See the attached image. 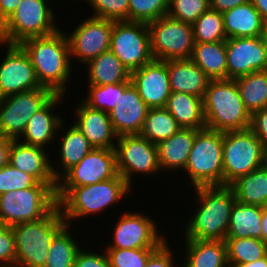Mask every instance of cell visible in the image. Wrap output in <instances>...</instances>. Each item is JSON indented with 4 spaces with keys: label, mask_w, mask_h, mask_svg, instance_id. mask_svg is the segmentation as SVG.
<instances>
[{
    "label": "cell",
    "mask_w": 267,
    "mask_h": 267,
    "mask_svg": "<svg viewBox=\"0 0 267 267\" xmlns=\"http://www.w3.org/2000/svg\"><path fill=\"white\" fill-rule=\"evenodd\" d=\"M182 241L185 253L183 252L181 258L183 260H179L181 267H229L225 240L183 239Z\"/></svg>",
    "instance_id": "obj_27"
},
{
    "label": "cell",
    "mask_w": 267,
    "mask_h": 267,
    "mask_svg": "<svg viewBox=\"0 0 267 267\" xmlns=\"http://www.w3.org/2000/svg\"><path fill=\"white\" fill-rule=\"evenodd\" d=\"M229 265L246 264L267 256V245L257 238H225Z\"/></svg>",
    "instance_id": "obj_37"
},
{
    "label": "cell",
    "mask_w": 267,
    "mask_h": 267,
    "mask_svg": "<svg viewBox=\"0 0 267 267\" xmlns=\"http://www.w3.org/2000/svg\"><path fill=\"white\" fill-rule=\"evenodd\" d=\"M132 189L125 179L117 174L112 179L92 185L57 187L56 197L62 217L69 226L77 227L75 224L78 220L90 219V215L92 217L101 216L100 214H104V211L111 212L107 208L112 207L113 209L117 203L119 206V203L123 201L122 199L134 193Z\"/></svg>",
    "instance_id": "obj_3"
},
{
    "label": "cell",
    "mask_w": 267,
    "mask_h": 267,
    "mask_svg": "<svg viewBox=\"0 0 267 267\" xmlns=\"http://www.w3.org/2000/svg\"><path fill=\"white\" fill-rule=\"evenodd\" d=\"M265 165L267 166V149H266V155H265Z\"/></svg>",
    "instance_id": "obj_56"
},
{
    "label": "cell",
    "mask_w": 267,
    "mask_h": 267,
    "mask_svg": "<svg viewBox=\"0 0 267 267\" xmlns=\"http://www.w3.org/2000/svg\"><path fill=\"white\" fill-rule=\"evenodd\" d=\"M210 9V0H169L168 13L172 19L193 24Z\"/></svg>",
    "instance_id": "obj_41"
},
{
    "label": "cell",
    "mask_w": 267,
    "mask_h": 267,
    "mask_svg": "<svg viewBox=\"0 0 267 267\" xmlns=\"http://www.w3.org/2000/svg\"><path fill=\"white\" fill-rule=\"evenodd\" d=\"M181 173L192 188L223 185V132L200 130Z\"/></svg>",
    "instance_id": "obj_6"
},
{
    "label": "cell",
    "mask_w": 267,
    "mask_h": 267,
    "mask_svg": "<svg viewBox=\"0 0 267 267\" xmlns=\"http://www.w3.org/2000/svg\"><path fill=\"white\" fill-rule=\"evenodd\" d=\"M12 139L0 134V168L9 163V151Z\"/></svg>",
    "instance_id": "obj_51"
},
{
    "label": "cell",
    "mask_w": 267,
    "mask_h": 267,
    "mask_svg": "<svg viewBox=\"0 0 267 267\" xmlns=\"http://www.w3.org/2000/svg\"><path fill=\"white\" fill-rule=\"evenodd\" d=\"M261 37H262L264 45L266 46V49H267V22H265V24H264V28H263Z\"/></svg>",
    "instance_id": "obj_55"
},
{
    "label": "cell",
    "mask_w": 267,
    "mask_h": 267,
    "mask_svg": "<svg viewBox=\"0 0 267 267\" xmlns=\"http://www.w3.org/2000/svg\"><path fill=\"white\" fill-rule=\"evenodd\" d=\"M195 43H213L226 41L222 13L209 9L204 12L193 24Z\"/></svg>",
    "instance_id": "obj_38"
},
{
    "label": "cell",
    "mask_w": 267,
    "mask_h": 267,
    "mask_svg": "<svg viewBox=\"0 0 267 267\" xmlns=\"http://www.w3.org/2000/svg\"><path fill=\"white\" fill-rule=\"evenodd\" d=\"M62 28L47 36L27 38L19 45L28 54L39 83L55 94L66 95L70 80L74 79V64L66 31Z\"/></svg>",
    "instance_id": "obj_2"
},
{
    "label": "cell",
    "mask_w": 267,
    "mask_h": 267,
    "mask_svg": "<svg viewBox=\"0 0 267 267\" xmlns=\"http://www.w3.org/2000/svg\"><path fill=\"white\" fill-rule=\"evenodd\" d=\"M16 243L11 226L0 224V267H15Z\"/></svg>",
    "instance_id": "obj_45"
},
{
    "label": "cell",
    "mask_w": 267,
    "mask_h": 267,
    "mask_svg": "<svg viewBox=\"0 0 267 267\" xmlns=\"http://www.w3.org/2000/svg\"><path fill=\"white\" fill-rule=\"evenodd\" d=\"M263 208H267V199H266V202H265Z\"/></svg>",
    "instance_id": "obj_57"
},
{
    "label": "cell",
    "mask_w": 267,
    "mask_h": 267,
    "mask_svg": "<svg viewBox=\"0 0 267 267\" xmlns=\"http://www.w3.org/2000/svg\"><path fill=\"white\" fill-rule=\"evenodd\" d=\"M22 0H0V26L12 15Z\"/></svg>",
    "instance_id": "obj_50"
},
{
    "label": "cell",
    "mask_w": 267,
    "mask_h": 267,
    "mask_svg": "<svg viewBox=\"0 0 267 267\" xmlns=\"http://www.w3.org/2000/svg\"><path fill=\"white\" fill-rule=\"evenodd\" d=\"M65 96L66 95L63 94H55L29 119L25 131L18 140L27 145L39 146L47 150H53V148L50 147H53V143L55 146L59 127L65 120L64 116L60 115V113L63 112H59V110H57L60 108V105L62 106L65 104L64 100H67L68 98V96Z\"/></svg>",
    "instance_id": "obj_19"
},
{
    "label": "cell",
    "mask_w": 267,
    "mask_h": 267,
    "mask_svg": "<svg viewBox=\"0 0 267 267\" xmlns=\"http://www.w3.org/2000/svg\"><path fill=\"white\" fill-rule=\"evenodd\" d=\"M49 153L51 154V150L12 140L9 163L18 170L32 175L39 183H48L56 190L57 181L52 173Z\"/></svg>",
    "instance_id": "obj_22"
},
{
    "label": "cell",
    "mask_w": 267,
    "mask_h": 267,
    "mask_svg": "<svg viewBox=\"0 0 267 267\" xmlns=\"http://www.w3.org/2000/svg\"><path fill=\"white\" fill-rule=\"evenodd\" d=\"M58 205L56 190L48 183L0 195V224L13 226L44 218Z\"/></svg>",
    "instance_id": "obj_8"
},
{
    "label": "cell",
    "mask_w": 267,
    "mask_h": 267,
    "mask_svg": "<svg viewBox=\"0 0 267 267\" xmlns=\"http://www.w3.org/2000/svg\"><path fill=\"white\" fill-rule=\"evenodd\" d=\"M67 225L57 205L42 219L11 226L16 243L15 267H44L52 241Z\"/></svg>",
    "instance_id": "obj_5"
},
{
    "label": "cell",
    "mask_w": 267,
    "mask_h": 267,
    "mask_svg": "<svg viewBox=\"0 0 267 267\" xmlns=\"http://www.w3.org/2000/svg\"><path fill=\"white\" fill-rule=\"evenodd\" d=\"M180 129L181 127L177 121L165 107L151 108L148 109L139 135L157 145L159 142L174 135Z\"/></svg>",
    "instance_id": "obj_36"
},
{
    "label": "cell",
    "mask_w": 267,
    "mask_h": 267,
    "mask_svg": "<svg viewBox=\"0 0 267 267\" xmlns=\"http://www.w3.org/2000/svg\"><path fill=\"white\" fill-rule=\"evenodd\" d=\"M85 68L88 70L87 85L132 83L131 72L110 50L95 57Z\"/></svg>",
    "instance_id": "obj_30"
},
{
    "label": "cell",
    "mask_w": 267,
    "mask_h": 267,
    "mask_svg": "<svg viewBox=\"0 0 267 267\" xmlns=\"http://www.w3.org/2000/svg\"><path fill=\"white\" fill-rule=\"evenodd\" d=\"M266 149L250 130L223 132V185L265 165Z\"/></svg>",
    "instance_id": "obj_9"
},
{
    "label": "cell",
    "mask_w": 267,
    "mask_h": 267,
    "mask_svg": "<svg viewBox=\"0 0 267 267\" xmlns=\"http://www.w3.org/2000/svg\"><path fill=\"white\" fill-rule=\"evenodd\" d=\"M154 219L155 217H150L144 212H135V209L133 212L127 210L123 214L121 213L112 227V242L108 241L107 245H103L104 248H158L168 239V236L166 231L162 233L158 229L160 224Z\"/></svg>",
    "instance_id": "obj_12"
},
{
    "label": "cell",
    "mask_w": 267,
    "mask_h": 267,
    "mask_svg": "<svg viewBox=\"0 0 267 267\" xmlns=\"http://www.w3.org/2000/svg\"><path fill=\"white\" fill-rule=\"evenodd\" d=\"M203 111L207 129L226 132L250 128L251 114L235 79L211 80L203 97Z\"/></svg>",
    "instance_id": "obj_4"
},
{
    "label": "cell",
    "mask_w": 267,
    "mask_h": 267,
    "mask_svg": "<svg viewBox=\"0 0 267 267\" xmlns=\"http://www.w3.org/2000/svg\"><path fill=\"white\" fill-rule=\"evenodd\" d=\"M165 108L183 129L206 128L203 98L188 93L171 92Z\"/></svg>",
    "instance_id": "obj_29"
},
{
    "label": "cell",
    "mask_w": 267,
    "mask_h": 267,
    "mask_svg": "<svg viewBox=\"0 0 267 267\" xmlns=\"http://www.w3.org/2000/svg\"><path fill=\"white\" fill-rule=\"evenodd\" d=\"M91 251L82 247L77 253L74 267H111L105 251Z\"/></svg>",
    "instance_id": "obj_47"
},
{
    "label": "cell",
    "mask_w": 267,
    "mask_h": 267,
    "mask_svg": "<svg viewBox=\"0 0 267 267\" xmlns=\"http://www.w3.org/2000/svg\"><path fill=\"white\" fill-rule=\"evenodd\" d=\"M250 0H210V9L224 13Z\"/></svg>",
    "instance_id": "obj_49"
},
{
    "label": "cell",
    "mask_w": 267,
    "mask_h": 267,
    "mask_svg": "<svg viewBox=\"0 0 267 267\" xmlns=\"http://www.w3.org/2000/svg\"><path fill=\"white\" fill-rule=\"evenodd\" d=\"M211 80L227 79L225 41L195 43L190 58Z\"/></svg>",
    "instance_id": "obj_31"
},
{
    "label": "cell",
    "mask_w": 267,
    "mask_h": 267,
    "mask_svg": "<svg viewBox=\"0 0 267 267\" xmlns=\"http://www.w3.org/2000/svg\"><path fill=\"white\" fill-rule=\"evenodd\" d=\"M148 109L137 88L131 83L123 93H119L116 106L109 113L116 134L118 136L139 134Z\"/></svg>",
    "instance_id": "obj_24"
},
{
    "label": "cell",
    "mask_w": 267,
    "mask_h": 267,
    "mask_svg": "<svg viewBox=\"0 0 267 267\" xmlns=\"http://www.w3.org/2000/svg\"><path fill=\"white\" fill-rule=\"evenodd\" d=\"M72 228L67 225L52 241L44 267H74L76 255L81 250L82 243L76 239L75 233L72 234L73 230H76Z\"/></svg>",
    "instance_id": "obj_35"
},
{
    "label": "cell",
    "mask_w": 267,
    "mask_h": 267,
    "mask_svg": "<svg viewBox=\"0 0 267 267\" xmlns=\"http://www.w3.org/2000/svg\"><path fill=\"white\" fill-rule=\"evenodd\" d=\"M66 119L61 123L56 137L59 147L57 148L58 151H56L57 149L54 150V154L56 152L59 155H55L58 159V164L56 161H51L52 173L56 181L94 148L82 132L74 124L70 126V121L67 122ZM66 123L68 125H65ZM64 126H68V128ZM60 130L62 133H60Z\"/></svg>",
    "instance_id": "obj_23"
},
{
    "label": "cell",
    "mask_w": 267,
    "mask_h": 267,
    "mask_svg": "<svg viewBox=\"0 0 267 267\" xmlns=\"http://www.w3.org/2000/svg\"><path fill=\"white\" fill-rule=\"evenodd\" d=\"M53 0H22L12 15L0 26V42L20 44L31 37L47 36L60 29Z\"/></svg>",
    "instance_id": "obj_7"
},
{
    "label": "cell",
    "mask_w": 267,
    "mask_h": 267,
    "mask_svg": "<svg viewBox=\"0 0 267 267\" xmlns=\"http://www.w3.org/2000/svg\"><path fill=\"white\" fill-rule=\"evenodd\" d=\"M199 131L181 128L174 135L156 145L163 174H170V172L176 174L175 172H182L185 169L195 136Z\"/></svg>",
    "instance_id": "obj_25"
},
{
    "label": "cell",
    "mask_w": 267,
    "mask_h": 267,
    "mask_svg": "<svg viewBox=\"0 0 267 267\" xmlns=\"http://www.w3.org/2000/svg\"><path fill=\"white\" fill-rule=\"evenodd\" d=\"M75 25L71 33H66L72 63L77 59V65L80 63L84 67L95 57L110 50L113 20L87 15Z\"/></svg>",
    "instance_id": "obj_15"
},
{
    "label": "cell",
    "mask_w": 267,
    "mask_h": 267,
    "mask_svg": "<svg viewBox=\"0 0 267 267\" xmlns=\"http://www.w3.org/2000/svg\"><path fill=\"white\" fill-rule=\"evenodd\" d=\"M54 95L51 89L41 87L0 98V134L18 140L29 119Z\"/></svg>",
    "instance_id": "obj_13"
},
{
    "label": "cell",
    "mask_w": 267,
    "mask_h": 267,
    "mask_svg": "<svg viewBox=\"0 0 267 267\" xmlns=\"http://www.w3.org/2000/svg\"><path fill=\"white\" fill-rule=\"evenodd\" d=\"M110 51L130 72L152 62L154 58L147 24L113 21Z\"/></svg>",
    "instance_id": "obj_14"
},
{
    "label": "cell",
    "mask_w": 267,
    "mask_h": 267,
    "mask_svg": "<svg viewBox=\"0 0 267 267\" xmlns=\"http://www.w3.org/2000/svg\"><path fill=\"white\" fill-rule=\"evenodd\" d=\"M194 212L182 229V238L223 241L229 229L230 215L236 202L231 186H203L193 188ZM197 202V203H196Z\"/></svg>",
    "instance_id": "obj_1"
},
{
    "label": "cell",
    "mask_w": 267,
    "mask_h": 267,
    "mask_svg": "<svg viewBox=\"0 0 267 267\" xmlns=\"http://www.w3.org/2000/svg\"><path fill=\"white\" fill-rule=\"evenodd\" d=\"M79 1V0H78ZM91 8L90 16L113 21H129V0H81Z\"/></svg>",
    "instance_id": "obj_43"
},
{
    "label": "cell",
    "mask_w": 267,
    "mask_h": 267,
    "mask_svg": "<svg viewBox=\"0 0 267 267\" xmlns=\"http://www.w3.org/2000/svg\"><path fill=\"white\" fill-rule=\"evenodd\" d=\"M229 267H267V256L260 258L254 262L238 265H229Z\"/></svg>",
    "instance_id": "obj_54"
},
{
    "label": "cell",
    "mask_w": 267,
    "mask_h": 267,
    "mask_svg": "<svg viewBox=\"0 0 267 267\" xmlns=\"http://www.w3.org/2000/svg\"><path fill=\"white\" fill-rule=\"evenodd\" d=\"M130 84L87 85V94L81 100L91 108L110 113L116 106L119 93H123Z\"/></svg>",
    "instance_id": "obj_39"
},
{
    "label": "cell",
    "mask_w": 267,
    "mask_h": 267,
    "mask_svg": "<svg viewBox=\"0 0 267 267\" xmlns=\"http://www.w3.org/2000/svg\"><path fill=\"white\" fill-rule=\"evenodd\" d=\"M77 103L78 106L74 108L76 116L71 123L82 132L94 148L115 149L118 135L113 129L109 113L91 108L82 100Z\"/></svg>",
    "instance_id": "obj_21"
},
{
    "label": "cell",
    "mask_w": 267,
    "mask_h": 267,
    "mask_svg": "<svg viewBox=\"0 0 267 267\" xmlns=\"http://www.w3.org/2000/svg\"><path fill=\"white\" fill-rule=\"evenodd\" d=\"M262 206L242 204L233 205L226 238H257L261 240Z\"/></svg>",
    "instance_id": "obj_32"
},
{
    "label": "cell",
    "mask_w": 267,
    "mask_h": 267,
    "mask_svg": "<svg viewBox=\"0 0 267 267\" xmlns=\"http://www.w3.org/2000/svg\"><path fill=\"white\" fill-rule=\"evenodd\" d=\"M262 19L267 22V0H250Z\"/></svg>",
    "instance_id": "obj_52"
},
{
    "label": "cell",
    "mask_w": 267,
    "mask_h": 267,
    "mask_svg": "<svg viewBox=\"0 0 267 267\" xmlns=\"http://www.w3.org/2000/svg\"><path fill=\"white\" fill-rule=\"evenodd\" d=\"M167 239L148 258L145 267H181L176 262L173 246ZM170 245V246H169ZM173 248V249H172ZM173 250V251H172ZM175 255V256H174Z\"/></svg>",
    "instance_id": "obj_46"
},
{
    "label": "cell",
    "mask_w": 267,
    "mask_h": 267,
    "mask_svg": "<svg viewBox=\"0 0 267 267\" xmlns=\"http://www.w3.org/2000/svg\"><path fill=\"white\" fill-rule=\"evenodd\" d=\"M222 16L227 38L262 35L265 21L250 1L222 13Z\"/></svg>",
    "instance_id": "obj_28"
},
{
    "label": "cell",
    "mask_w": 267,
    "mask_h": 267,
    "mask_svg": "<svg viewBox=\"0 0 267 267\" xmlns=\"http://www.w3.org/2000/svg\"><path fill=\"white\" fill-rule=\"evenodd\" d=\"M267 149V108L257 110L251 114L249 128Z\"/></svg>",
    "instance_id": "obj_48"
},
{
    "label": "cell",
    "mask_w": 267,
    "mask_h": 267,
    "mask_svg": "<svg viewBox=\"0 0 267 267\" xmlns=\"http://www.w3.org/2000/svg\"><path fill=\"white\" fill-rule=\"evenodd\" d=\"M111 267H145L149 256L157 248H103Z\"/></svg>",
    "instance_id": "obj_42"
},
{
    "label": "cell",
    "mask_w": 267,
    "mask_h": 267,
    "mask_svg": "<svg viewBox=\"0 0 267 267\" xmlns=\"http://www.w3.org/2000/svg\"><path fill=\"white\" fill-rule=\"evenodd\" d=\"M131 82L149 109L165 107L171 94L167 64L153 60L131 72Z\"/></svg>",
    "instance_id": "obj_20"
},
{
    "label": "cell",
    "mask_w": 267,
    "mask_h": 267,
    "mask_svg": "<svg viewBox=\"0 0 267 267\" xmlns=\"http://www.w3.org/2000/svg\"><path fill=\"white\" fill-rule=\"evenodd\" d=\"M167 64L171 92L203 98L211 79L191 60H169Z\"/></svg>",
    "instance_id": "obj_26"
},
{
    "label": "cell",
    "mask_w": 267,
    "mask_h": 267,
    "mask_svg": "<svg viewBox=\"0 0 267 267\" xmlns=\"http://www.w3.org/2000/svg\"><path fill=\"white\" fill-rule=\"evenodd\" d=\"M0 46L6 51L0 60V98L43 87L28 54L19 44Z\"/></svg>",
    "instance_id": "obj_16"
},
{
    "label": "cell",
    "mask_w": 267,
    "mask_h": 267,
    "mask_svg": "<svg viewBox=\"0 0 267 267\" xmlns=\"http://www.w3.org/2000/svg\"><path fill=\"white\" fill-rule=\"evenodd\" d=\"M116 168L119 175L133 188V178L161 174L156 144L139 134L118 136L116 146Z\"/></svg>",
    "instance_id": "obj_11"
},
{
    "label": "cell",
    "mask_w": 267,
    "mask_h": 267,
    "mask_svg": "<svg viewBox=\"0 0 267 267\" xmlns=\"http://www.w3.org/2000/svg\"><path fill=\"white\" fill-rule=\"evenodd\" d=\"M38 183L32 175L18 170L10 163L0 168V195L9 191L30 188Z\"/></svg>",
    "instance_id": "obj_44"
},
{
    "label": "cell",
    "mask_w": 267,
    "mask_h": 267,
    "mask_svg": "<svg viewBox=\"0 0 267 267\" xmlns=\"http://www.w3.org/2000/svg\"><path fill=\"white\" fill-rule=\"evenodd\" d=\"M230 186L237 202L263 207L267 199V166L239 177Z\"/></svg>",
    "instance_id": "obj_33"
},
{
    "label": "cell",
    "mask_w": 267,
    "mask_h": 267,
    "mask_svg": "<svg viewBox=\"0 0 267 267\" xmlns=\"http://www.w3.org/2000/svg\"><path fill=\"white\" fill-rule=\"evenodd\" d=\"M235 80L240 97L250 114L267 108V70L243 75Z\"/></svg>",
    "instance_id": "obj_34"
},
{
    "label": "cell",
    "mask_w": 267,
    "mask_h": 267,
    "mask_svg": "<svg viewBox=\"0 0 267 267\" xmlns=\"http://www.w3.org/2000/svg\"><path fill=\"white\" fill-rule=\"evenodd\" d=\"M261 226V240L267 245V208H263L262 210Z\"/></svg>",
    "instance_id": "obj_53"
},
{
    "label": "cell",
    "mask_w": 267,
    "mask_h": 267,
    "mask_svg": "<svg viewBox=\"0 0 267 267\" xmlns=\"http://www.w3.org/2000/svg\"><path fill=\"white\" fill-rule=\"evenodd\" d=\"M169 0H129V21L149 23L167 16Z\"/></svg>",
    "instance_id": "obj_40"
},
{
    "label": "cell",
    "mask_w": 267,
    "mask_h": 267,
    "mask_svg": "<svg viewBox=\"0 0 267 267\" xmlns=\"http://www.w3.org/2000/svg\"><path fill=\"white\" fill-rule=\"evenodd\" d=\"M227 79L267 70V49L261 36L227 38Z\"/></svg>",
    "instance_id": "obj_18"
},
{
    "label": "cell",
    "mask_w": 267,
    "mask_h": 267,
    "mask_svg": "<svg viewBox=\"0 0 267 267\" xmlns=\"http://www.w3.org/2000/svg\"><path fill=\"white\" fill-rule=\"evenodd\" d=\"M154 60L190 59L194 48L193 26L164 16L147 23Z\"/></svg>",
    "instance_id": "obj_10"
},
{
    "label": "cell",
    "mask_w": 267,
    "mask_h": 267,
    "mask_svg": "<svg viewBox=\"0 0 267 267\" xmlns=\"http://www.w3.org/2000/svg\"><path fill=\"white\" fill-rule=\"evenodd\" d=\"M117 174L115 149L93 148L57 181V187L92 185Z\"/></svg>",
    "instance_id": "obj_17"
}]
</instances>
